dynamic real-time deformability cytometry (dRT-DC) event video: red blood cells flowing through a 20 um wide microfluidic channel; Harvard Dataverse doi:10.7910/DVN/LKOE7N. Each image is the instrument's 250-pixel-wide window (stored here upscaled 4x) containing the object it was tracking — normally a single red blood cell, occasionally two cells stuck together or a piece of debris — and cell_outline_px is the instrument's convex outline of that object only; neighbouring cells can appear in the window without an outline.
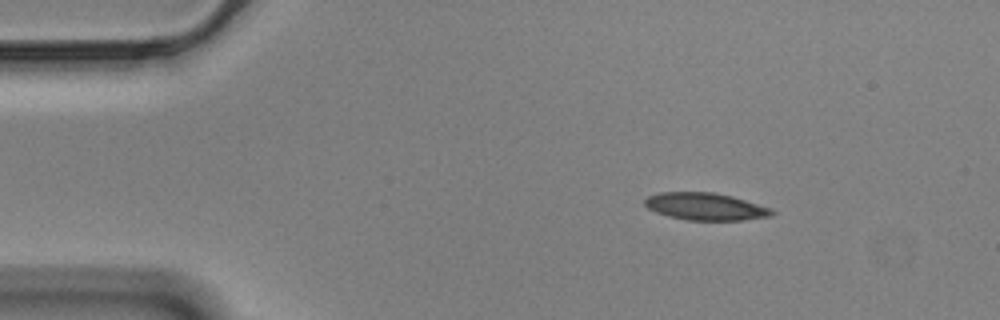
{"species": "Egyptian fruit bat (a non-hibernating species)", "species_latin": "Rousettus aegyptiacus", "temperature_condition": "cold", "stored_images_in_passage": 49, "camera_frame_rate_fps": 3000, "um_per_image_px": 0.085, "animal": {"sex": "male"}, "frame": {"image": 1, "passage_image": 1, "time_ms": 0.0, "image_size_px": [1000, 320], "cell_outline_px": [[776, 212], [772, 216], [744, 220], [688, 220], [668, 216], [656, 212], [648, 208], [644, 204], [644, 200], [648, 196], [660, 192], [712, 192], [732, 196], [772, 208]], "centroid_in_image_um": [59.99, 17.55], "position_along_channel_um": 25.0, "area_um2": 20.29}}
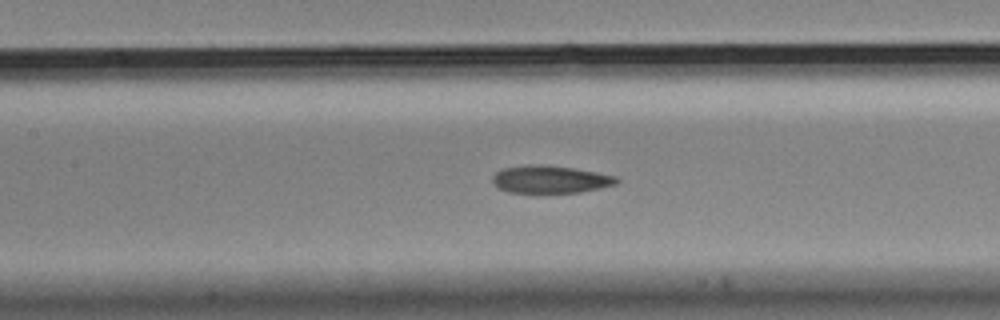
{"frame": {"image": 2, "passage_image": 18, "time_ms": 5.667, "image_size_px": [1000, 320], "cell_outline_px": [[620, 180], [616, 184], [600, 188], [580, 192], [536, 196], [508, 192], [496, 188], [492, 184], [492, 176], [496, 172], [504, 168], [528, 164], [540, 164], [572, 168], [596, 172], [616, 176]], "centroid_in_image_um": [46.7, 15.3], "position_along_channel_um": 160.7, "area_um2": 20.98}}
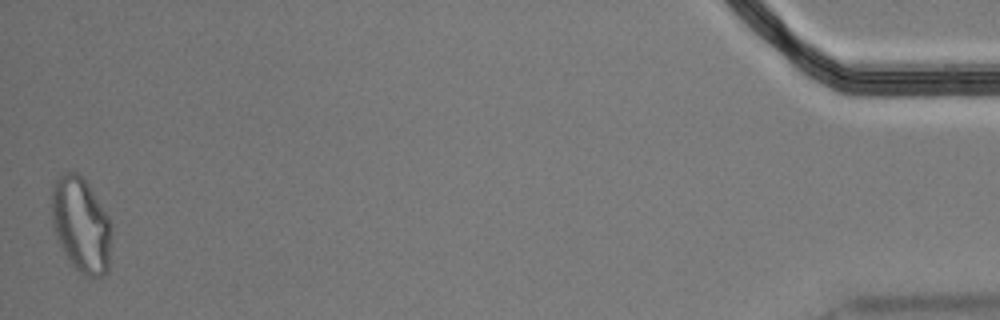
{"frame": {"image": 3, "passage_image": 49, "time_ms": 16.0, "image_size_px": [1000, 320], "cell_outline_px": [[112, 232], [108, 272], [104, 276], [88, 276], [76, 268], [68, 260], [56, 236], [52, 224], [52, 188], [56, 180], [64, 172], [76, 172], [88, 184], [108, 216], [112, 228]], "centroid_in_image_um": [6.91, 19.12], "position_along_channel_um": 428.3, "area_um2": 32.95}, "authors_computed_cell_mechanics": {"area_um2": 20.8658, "velocity_mm_per_s": 3.4886, "shape_relaxation_time_tau1_ms": null, "shape_relaxation_time_tau2_ms": 2.7534, "deformation_change_tau1": null, "deformation_change_tau2": 0.0925}}